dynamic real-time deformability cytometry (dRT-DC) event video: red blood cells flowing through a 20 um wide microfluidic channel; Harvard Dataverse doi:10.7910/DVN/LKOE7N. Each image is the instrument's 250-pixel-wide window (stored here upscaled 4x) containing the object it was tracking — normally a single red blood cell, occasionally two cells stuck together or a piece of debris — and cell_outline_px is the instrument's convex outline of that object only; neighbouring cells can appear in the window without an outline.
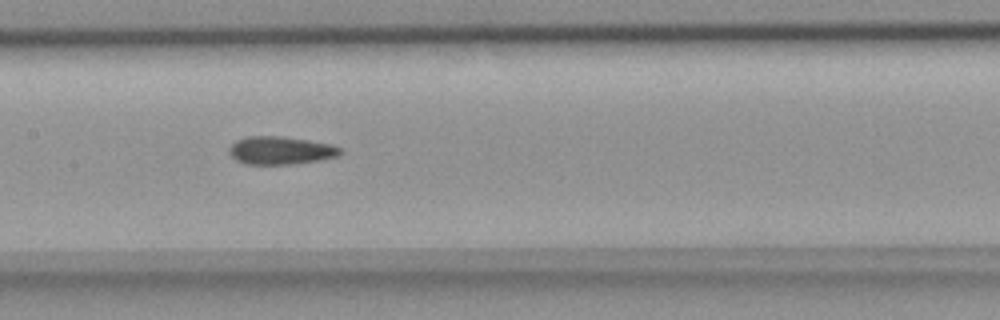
{"species": "common noctule bat (a hibernating species)", "species_latin": "Nyctalus noctula", "temperature_condition": "room temperature", "stored_images_in_passage": 41, "camera_frame_rate_fps": 3000, "um_per_image_px": 0.085, "animal": {"sex": "female", "body_mass_g": 18.4}, "frame": {"image": 1, "passage_image": 13, "time_ms": 4.0, "image_size_px": [1000, 320], "cell_outline_px": [[344, 152], [336, 156], [316, 160], [292, 164], [248, 164], [236, 160], [228, 152], [228, 148], [236, 140], [248, 136], [280, 136], [308, 140], [332, 144], [340, 148]], "centroid_in_image_um": [23.83, 12.78], "position_along_channel_um": 183.6, "area_um2": 17.98}}
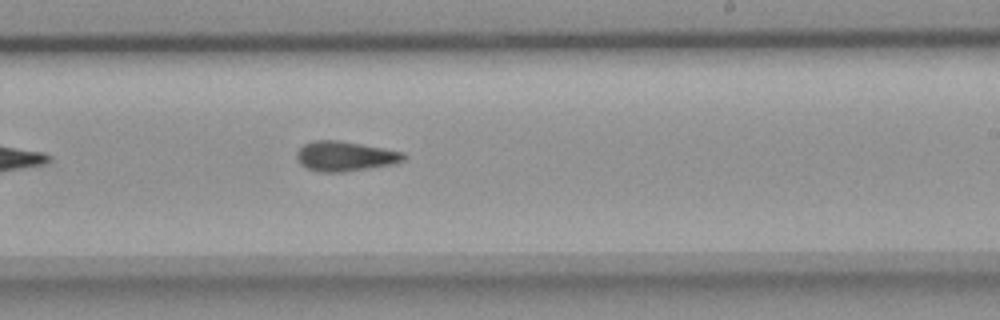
{"frame": {"image": 2, "passage_image": 19, "time_ms": 6.0, "image_size_px": [1000, 320], "cell_outline_px": [[408, 156], [404, 160], [392, 164], [344, 172], [316, 172], [300, 164], [296, 160], [296, 152], [304, 144], [312, 140], [340, 140], [384, 148], [404, 152]], "centroid_in_image_um": [29.31, 13.27], "position_along_channel_um": 259.7, "area_um2": 18.79}}
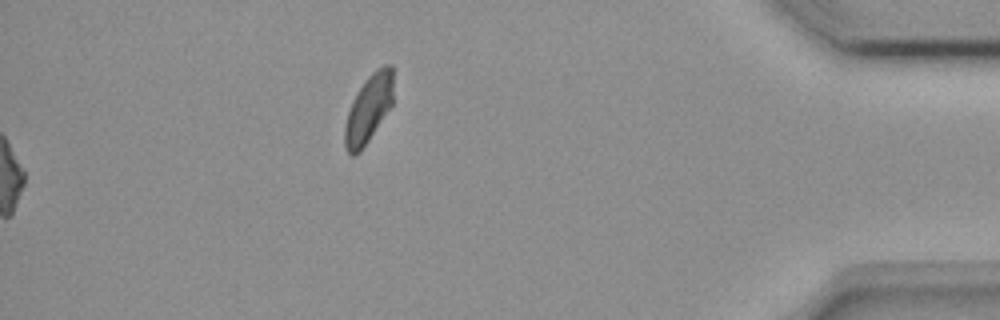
{"frame": {"image": 3, "passage_image": 41, "time_ms": 13.333, "image_size_px": [1000, 320], "cell_outline_px": [[392, 104], [360, 152], [352, 156], [348, 152], [344, 144], [344, 128], [348, 112], [352, 100], [364, 80], [376, 68], [384, 64], [392, 64]], "centroid_in_image_um": [31.31, 9.21], "position_along_channel_um": 403.9, "area_um2": 18.96}, "authors_computed_cell_mechanics": {"area_um2": 17.8602, "velocity_mm_per_s": 3.8304, "shape_relaxation_time_tau1_ms": null, "shape_relaxation_time_tau2_ms": 3.4381, "deformation_change_tau1": null, "deformation_change_tau2": 0.1166}}